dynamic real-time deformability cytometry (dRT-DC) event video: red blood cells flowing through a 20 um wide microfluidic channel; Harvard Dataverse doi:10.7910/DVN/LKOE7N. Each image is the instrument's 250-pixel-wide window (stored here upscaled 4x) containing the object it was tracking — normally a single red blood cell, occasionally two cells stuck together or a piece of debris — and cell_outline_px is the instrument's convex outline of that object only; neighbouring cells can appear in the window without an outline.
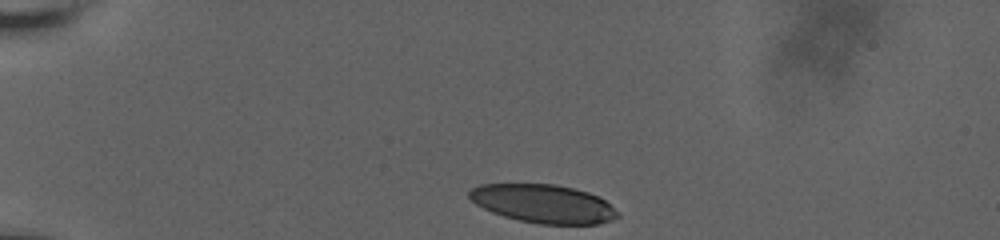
{"species": "human", "species_latin": "Homo sapiens", "temperature_condition": "room temperature", "stored_images_in_passage": 37, "camera_frame_rate_fps": 3000, "um_per_image_px": 0.085, "donor": {"sex": "male"}, "frame": {"image": 1, "passage_image": 1, "time_ms": 0.0, "image_size_px": [1000, 240], "cell_outline_px": [[620, 216], [612, 220], [596, 224], [540, 224], [520, 220], [504, 216], [492, 212], [476, 204], [468, 196], [468, 192], [472, 188], [480, 184], [556, 184], [588, 192], [604, 200]], "centroid_in_image_um": [46.15, 17.31], "position_along_channel_um": 38.8, "area_um2": 32.89}}
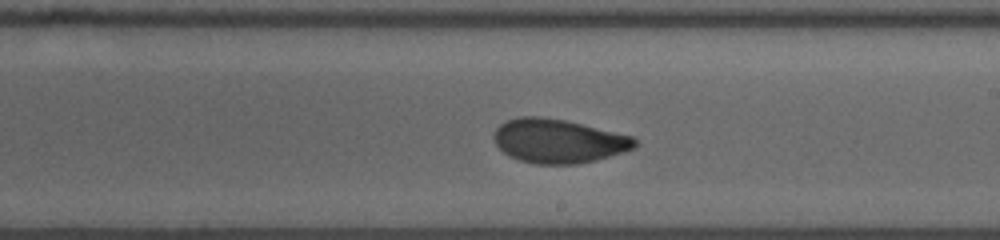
{"frame": {"image": 2, "passage_image": 22, "time_ms": 7.0, "image_size_px": [1000, 240], "cell_outline_px": [[636, 148], [624, 152], [596, 160], [576, 164], [532, 164], [508, 156], [496, 144], [492, 136], [496, 128], [500, 124], [508, 120], [520, 116], [540, 116], [564, 120], [632, 136], [636, 140]], "centroid_in_image_um": [47.44, 11.99], "position_along_channel_um": 241.6, "area_um2": 36.07}}
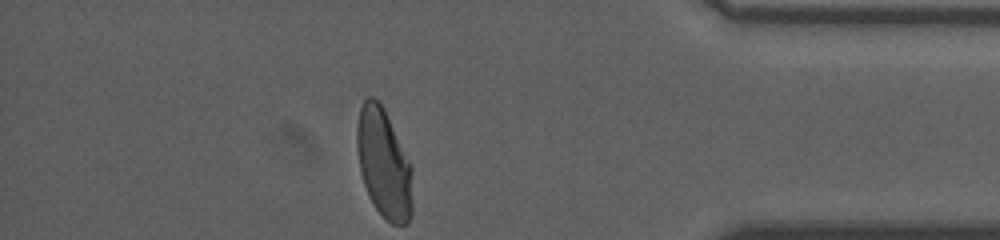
{"frame": {"image": 3, "passage_image": 37, "time_ms": 12.0, "image_size_px": [1000, 240], "cell_outline_px": [[412, 216], [408, 224], [392, 224], [384, 220], [368, 196], [360, 172], [356, 148], [356, 124], [360, 108], [364, 100], [368, 96], [372, 96], [380, 100], [412, 164]], "centroid_in_image_um": [32.62, 13.89], "position_along_channel_um": 402.6, "area_um2": 36.24}, "authors_computed_cell_mechanics": {"area_um2": 36.0672, "velocity_mm_per_s": 3.7839, "shape_relaxation_time_tau1_ms": 6.9771, "shape_relaxation_time_tau2_ms": 1.2901, "deformation_change_tau1": 0.2056, "deformation_change_tau2": 0.0624}}